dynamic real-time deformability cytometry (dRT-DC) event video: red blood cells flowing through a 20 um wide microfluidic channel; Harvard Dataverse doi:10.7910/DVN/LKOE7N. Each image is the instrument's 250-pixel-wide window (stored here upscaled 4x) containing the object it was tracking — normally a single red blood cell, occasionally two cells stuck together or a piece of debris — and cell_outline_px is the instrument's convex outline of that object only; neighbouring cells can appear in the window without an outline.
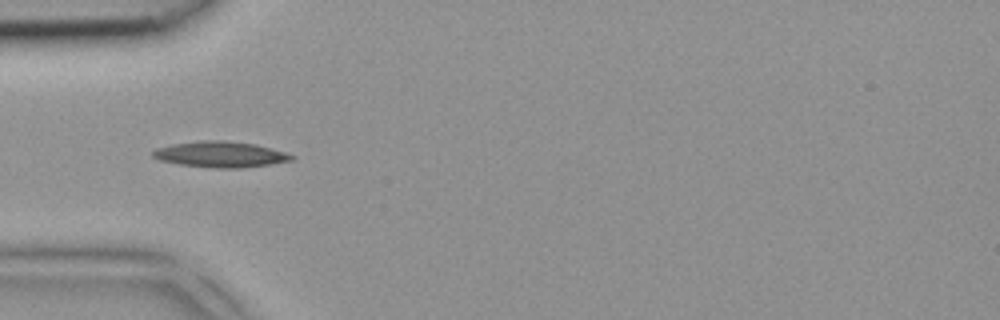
{"species": "common noctule bat (a hibernating species)", "species_latin": "Nyctalus noctula", "temperature_condition": "room temperature", "stored_images_in_passage": 6, "camera_frame_rate_fps": 3000, "um_per_image_px": 0.085, "animal": {"sex": "female", "body_mass_g": 18.4}, "frame": {"image": 1, "passage_image": 4, "time_ms": 1.0, "image_size_px": [1000, 320], "cell_outline_px": [[296, 156], [292, 160], [268, 164], [240, 168], [212, 168], [180, 164], [160, 160], [152, 156], [152, 152], [156, 148], [172, 144], [200, 140], [224, 140], [256, 144], [284, 152]], "centroid_in_image_um": [18.71, 13.11], "position_along_channel_um": 66.3, "area_um2": 20.81}}